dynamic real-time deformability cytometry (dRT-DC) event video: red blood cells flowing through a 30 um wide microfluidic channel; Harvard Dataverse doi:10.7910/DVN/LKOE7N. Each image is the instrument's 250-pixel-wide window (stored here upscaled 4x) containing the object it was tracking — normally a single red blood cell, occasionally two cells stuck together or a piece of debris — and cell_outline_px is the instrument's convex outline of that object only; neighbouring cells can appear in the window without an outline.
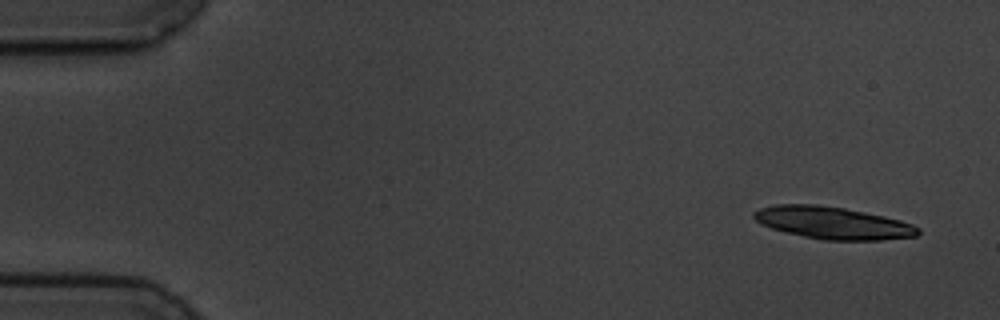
{"species": "common noctule bat (a hibernating species)", "species_latin": "Nyctalus noctula", "temperature_condition": "cold", "stored_images_in_passage": 4, "camera_frame_rate_fps": 3000, "um_per_image_px": 0.085, "animal": {"sex": "male", "body_mass_g": 19.5, "forearm_length_mm": 54.6}, "frame": {"image": 1, "passage_image": 1, "time_ms": 0.0, "image_size_px": [1000, 320], "cell_outline_px": [[920, 232], [916, 236], [880, 240], [824, 240], [784, 232], [760, 224], [752, 216], [752, 212], [760, 208], [776, 204], [816, 204], [844, 208], [884, 216], [900, 220], [912, 224], [920, 228]], "centroid_in_image_um": [70.77, 18.94], "position_along_channel_um": 14.2, "area_um2": 30.87}}